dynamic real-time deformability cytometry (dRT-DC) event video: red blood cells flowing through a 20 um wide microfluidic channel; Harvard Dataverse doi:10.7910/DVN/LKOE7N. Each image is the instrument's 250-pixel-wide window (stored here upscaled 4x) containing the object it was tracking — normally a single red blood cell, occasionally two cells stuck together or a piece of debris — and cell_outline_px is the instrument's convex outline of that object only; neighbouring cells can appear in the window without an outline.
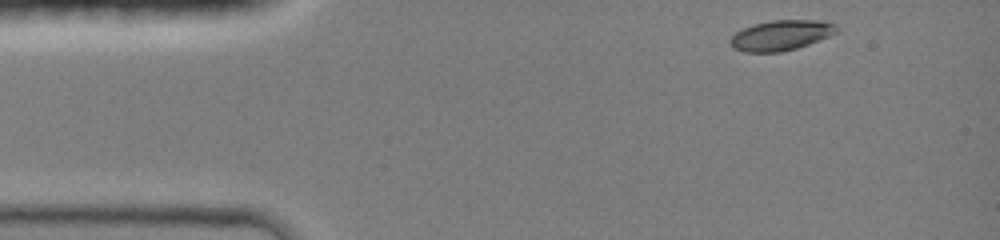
{"species": "common noctule bat (a hibernating species)", "species_latin": "Nyctalus noctula", "temperature_condition": "room temperature", "stored_images_in_passage": 37, "camera_frame_rate_fps": 3000, "um_per_image_px": 0.085, "animal": {"sex": "female", "body_mass_g": 19.0, "forearm_length_mm": 51.5}, "frame": {"image": 1, "passage_image": 1, "time_ms": 0.0, "image_size_px": [1000, 240], "cell_outline_px": [[840, 32], [808, 44], [796, 48], [780, 52], [744, 52], [736, 48], [728, 40], [736, 32], [744, 28], [756, 24], [772, 20], [816, 20], [836, 24], [840, 28]], "centroid_in_image_um": [66.44, 2.99], "position_along_channel_um": 18.6, "area_um2": 18.61}}
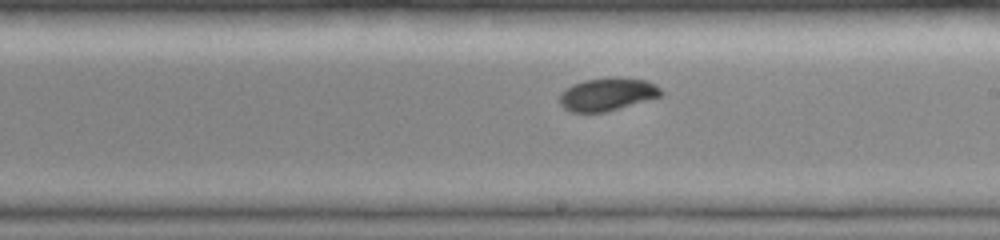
{"frame": {"image": 2, "passage_image": 22, "time_ms": 7.0, "image_size_px": [1000, 240], "cell_outline_px": [[664, 92], [660, 96], [604, 112], [568, 112], [560, 104], [560, 92], [572, 84], [584, 80], [608, 76], [612, 76], [644, 80], [656, 84]], "centroid_in_image_um": [51.59, 7.99], "position_along_channel_um": 237.4, "area_um2": 19.48}}
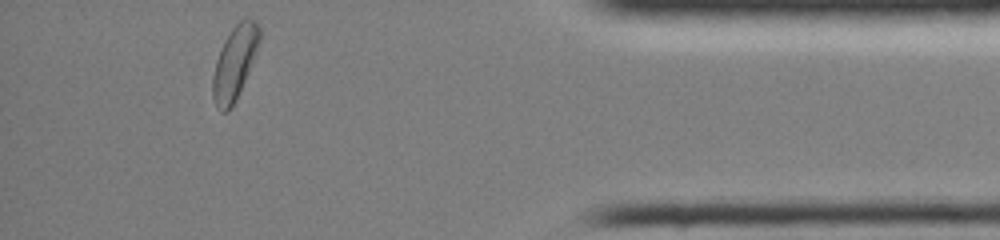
{"frame": {"image": 3, "passage_image": 37, "time_ms": 12.0, "image_size_px": [1000, 240], "cell_outline_px": [[260, 40], [256, 52], [236, 100], [228, 112], [220, 112], [216, 108], [212, 96], [212, 76], [216, 60], [224, 40], [232, 28], [244, 16], [248, 16], [256, 20], [260, 28]], "centroid_in_image_um": [19.93, 5.32], "position_along_channel_um": 415.3, "area_um2": 20.11}, "authors_computed_cell_mechanics": {"area_um2": 19.2474, "velocity_mm_per_s": 4.1932, "shape_relaxation_time_tau1_ms": 3.0258, "shape_relaxation_time_tau2_ms": null, "deformation_change_tau1": 0.1299, "deformation_change_tau2": null}}